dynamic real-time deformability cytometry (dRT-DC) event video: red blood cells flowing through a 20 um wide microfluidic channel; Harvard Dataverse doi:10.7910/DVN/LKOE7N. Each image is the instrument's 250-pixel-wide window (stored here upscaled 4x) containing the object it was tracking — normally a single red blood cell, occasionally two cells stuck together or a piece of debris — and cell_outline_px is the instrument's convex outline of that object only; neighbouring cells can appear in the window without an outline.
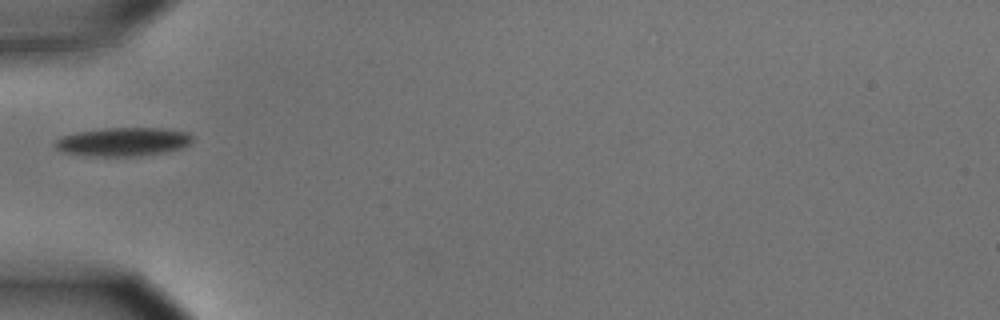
{"species": "common noctule bat (a hibernating species)", "species_latin": "Nyctalus noctula", "temperature_condition": "cold", "stored_images_in_passage": 1, "camera_frame_rate_fps": 3000, "um_per_image_px": 0.085, "animal": {"sex": "male", "body_mass_g": 15.6}, "frame": {"image": 1, "passage_image": 1, "time_ms": 0.0, "image_size_px": [1000, 320], "cell_outline_px": [[192, 140], [188, 144], [180, 148], [164, 152], [132, 156], [92, 156], [60, 152], [52, 144], [60, 136], [76, 132], [104, 128], [164, 128], [188, 132], [192, 136]], "centroid_in_image_um": [10.4, 12.04], "position_along_channel_um": 74.6, "area_um2": 22.95}}